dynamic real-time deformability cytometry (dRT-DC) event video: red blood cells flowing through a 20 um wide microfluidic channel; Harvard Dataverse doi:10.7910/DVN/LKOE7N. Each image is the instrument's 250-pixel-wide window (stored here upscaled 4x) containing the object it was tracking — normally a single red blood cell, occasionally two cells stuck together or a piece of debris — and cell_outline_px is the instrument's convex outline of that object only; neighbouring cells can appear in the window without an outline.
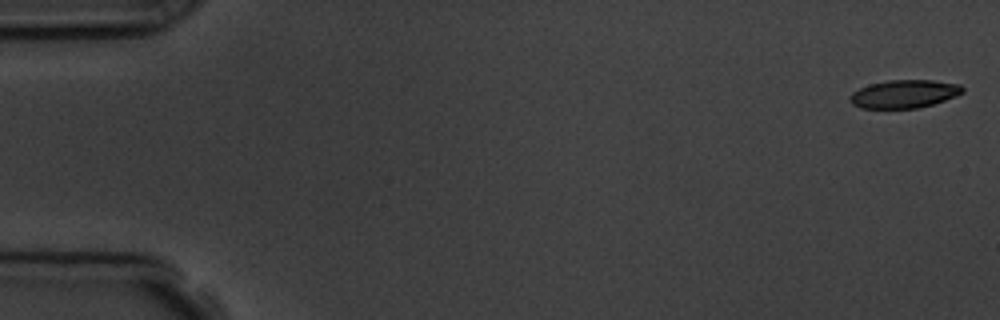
{"species": "common noctule bat (a hibernating species)", "species_latin": "Nyctalus noctula", "temperature_condition": "room temperature", "stored_images_in_passage": 4, "camera_frame_rate_fps": 3000, "um_per_image_px": 0.085, "animal": {"sex": "male", "body_mass_g": 19.5, "forearm_length_mm": 54.6}, "frame": {"image": 1, "passage_image": 1, "time_ms": 0.0, "image_size_px": [1000, 320], "cell_outline_px": [[964, 92], [956, 96], [932, 104], [916, 108], [860, 108], [852, 104], [848, 96], [852, 92], [868, 84], [888, 80], [932, 80], [960, 84], [964, 88]], "centroid_in_image_um": [76.84, 7.98], "position_along_channel_um": 8.2, "area_um2": 18.5}}
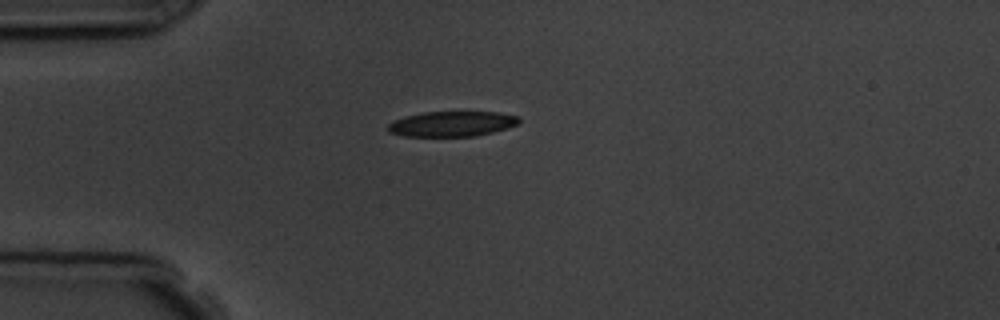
{"frame": {"image": 2, "passage_image": 4, "time_ms": 4.333, "image_size_px": [1000, 320], "cell_outline_px": [[520, 120], [516, 124], [508, 128], [476, 136], [404, 136], [388, 132], [388, 124], [392, 120], [404, 116], [424, 112], [496, 112], [516, 116]], "centroid_in_image_um": [38.36, 10.53], "position_along_channel_um": 46.6, "area_um2": 19.19}}